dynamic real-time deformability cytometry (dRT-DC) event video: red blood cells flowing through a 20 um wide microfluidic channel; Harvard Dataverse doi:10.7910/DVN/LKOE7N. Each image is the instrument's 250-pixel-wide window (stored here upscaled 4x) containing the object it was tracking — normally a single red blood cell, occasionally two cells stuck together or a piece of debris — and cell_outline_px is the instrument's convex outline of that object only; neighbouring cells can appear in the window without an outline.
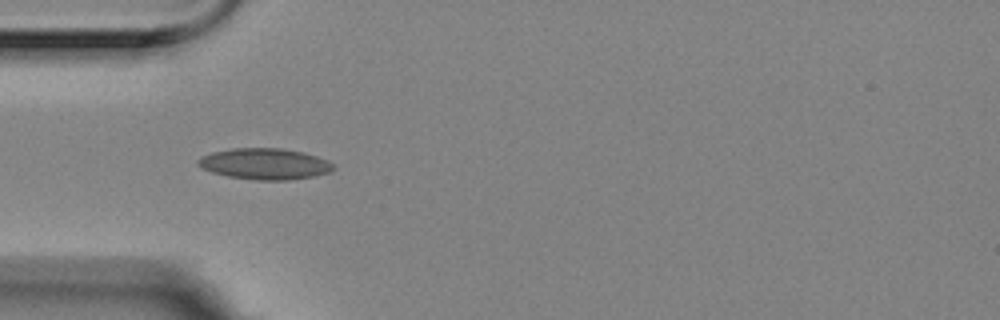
{"species": "Egyptian fruit bat (a non-hibernating species)", "species_latin": "Rousettus aegyptiacus", "temperature_condition": "room temperature", "stored_images_in_passage": 7, "camera_frame_rate_fps": 3000, "um_per_image_px": 0.085, "animal": {"sex": "female"}, "frame": {"image": 1, "passage_image": 4, "time_ms": 1.0, "image_size_px": [1000, 320], "cell_outline_px": [[336, 168], [332, 172], [312, 176], [288, 180], [256, 180], [228, 176], [212, 172], [200, 168], [196, 164], [196, 160], [200, 156], [212, 152], [232, 148], [280, 148], [304, 152], [328, 160]], "centroid_in_image_um": [22.48, 13.92], "position_along_channel_um": 62.5, "area_um2": 24.74}}
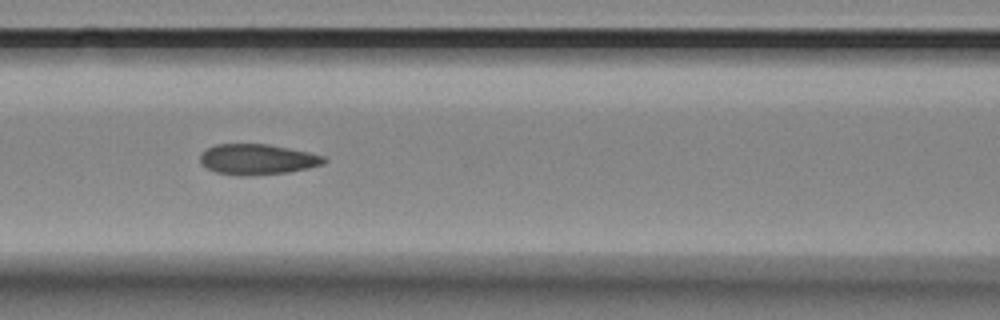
{"frame": {"image": 2, "passage_image": 6, "time_ms": 1.667, "image_size_px": [1000, 320], "cell_outline_px": [[328, 160], [324, 164], [308, 168], [288, 172], [244, 176], [240, 176], [216, 172], [200, 164], [200, 152], [216, 144], [268, 144], [308, 152], [324, 156]], "centroid_in_image_um": [21.86, 13.54], "position_along_channel_um": 144.7, "area_um2": 22.08}}
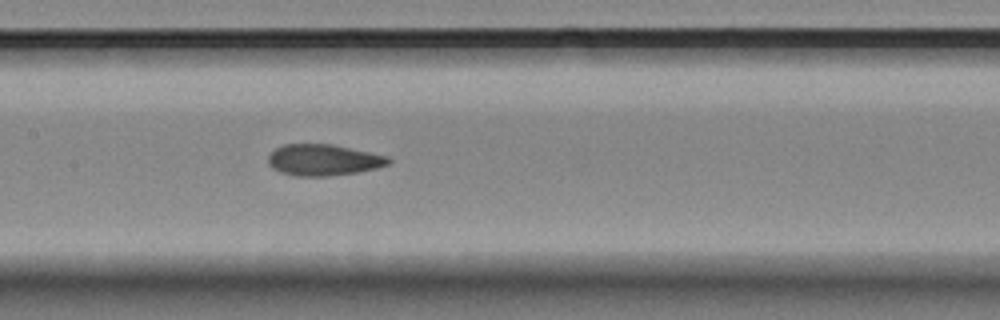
{"frame": {"image": 3, "passage_image": 7, "time_ms": 2.0, "image_size_px": [1000, 320], "cell_outline_px": [[392, 160], [388, 164], [376, 168], [356, 172], [328, 176], [292, 176], [280, 172], [272, 168], [268, 164], [268, 156], [276, 148], [284, 144], [332, 144], [388, 156]], "centroid_in_image_um": [27.46, 13.6], "position_along_channel_um": 179.9, "area_um2": 21.91}}